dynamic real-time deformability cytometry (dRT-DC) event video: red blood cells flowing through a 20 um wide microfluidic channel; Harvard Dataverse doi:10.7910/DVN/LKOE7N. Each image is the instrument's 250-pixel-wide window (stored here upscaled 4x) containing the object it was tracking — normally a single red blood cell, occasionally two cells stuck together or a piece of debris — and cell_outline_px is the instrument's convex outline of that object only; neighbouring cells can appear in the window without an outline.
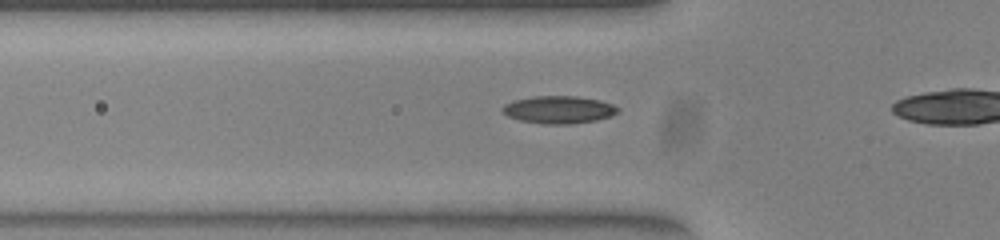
{"species": "common noctule bat (a hibernating species)", "species_latin": "Nyctalus noctula", "temperature_condition": "warm", "stored_images_in_passage": 28, "camera_frame_rate_fps": 3000, "um_per_image_px": 0.085, "animal": {"sex": "female", "body_mass_g": 23.0, "forearm_length_mm": 53.4}, "frame": {"image": 1, "passage_image": 10, "time_ms": 3.0, "image_size_px": [1000, 240], "cell_outline_px": [[620, 108], [612, 116], [596, 120], [568, 124], [544, 124], [520, 120], [508, 116], [500, 108], [504, 104], [512, 100], [536, 96], [576, 96], [600, 100], [612, 104]], "centroid_in_image_um": [47.48, 9.32], "position_along_channel_um": 78.3, "area_um2": 18.5}}
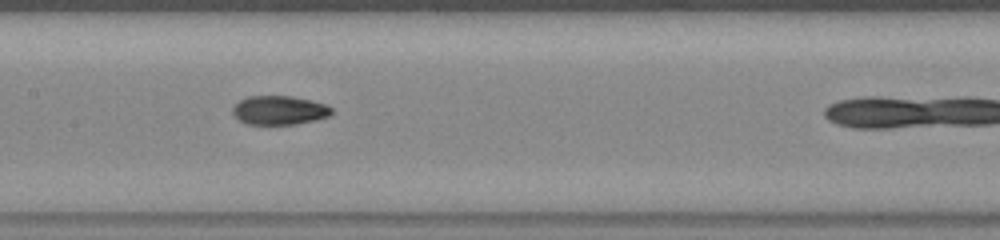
{"frame": {"image": 2, "passage_image": 18, "time_ms": 5.667, "image_size_px": [1000, 240], "cell_outline_px": [[332, 112], [328, 116], [316, 120], [296, 124], [248, 124], [240, 120], [232, 112], [232, 108], [240, 100], [248, 96], [292, 96], [312, 100], [324, 104], [332, 108]], "centroid_in_image_um": [23.75, 9.36], "position_along_channel_um": 183.7, "area_um2": 16.59}}
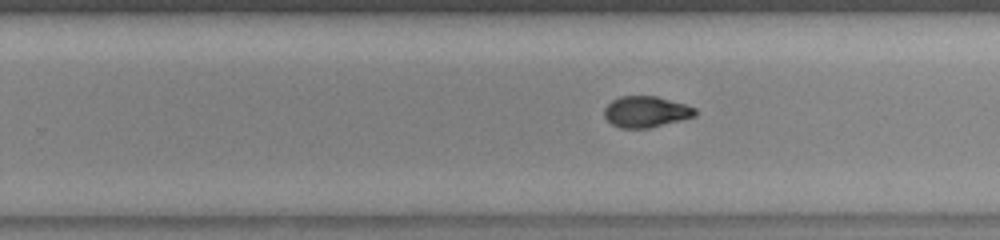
{"frame": {"image": 3, "passage_image": 25, "time_ms": 8.0, "image_size_px": [1000, 240], "cell_outline_px": [[696, 116], [648, 128], [620, 128], [612, 124], [604, 116], [604, 108], [612, 100], [620, 96], [656, 96], [684, 104], [696, 108]], "centroid_in_image_um": [54.89, 9.5], "position_along_channel_um": 274.9, "area_um2": 16.36}}